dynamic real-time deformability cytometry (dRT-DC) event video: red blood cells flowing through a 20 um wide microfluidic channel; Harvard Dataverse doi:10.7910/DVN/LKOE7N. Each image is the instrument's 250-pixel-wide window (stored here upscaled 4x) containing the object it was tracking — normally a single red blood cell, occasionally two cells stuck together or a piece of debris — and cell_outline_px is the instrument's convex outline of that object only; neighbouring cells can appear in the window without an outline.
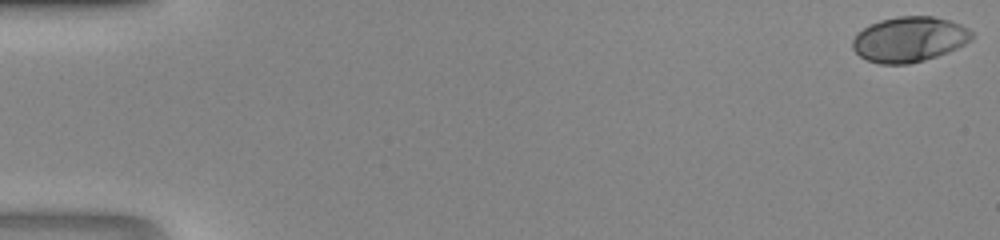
{"species": "human", "species_latin": "Homo sapiens", "temperature_condition": "room temperature", "stored_images_in_passage": 47, "camera_frame_rate_fps": 3000, "um_per_image_px": 0.085, "donor": {"sex": "male"}, "frame": {"image": 1, "passage_image": 1, "time_ms": 0.0, "image_size_px": [1000, 240], "cell_outline_px": [[972, 40], [948, 52], [924, 60], [908, 64], [880, 64], [868, 60], [860, 56], [852, 48], [852, 40], [856, 32], [880, 20], [896, 16], [932, 16], [948, 20], [960, 24], [968, 28], [972, 32]], "centroid_in_image_um": [77.27, 3.34], "position_along_channel_um": 7.7, "area_um2": 31.39}}
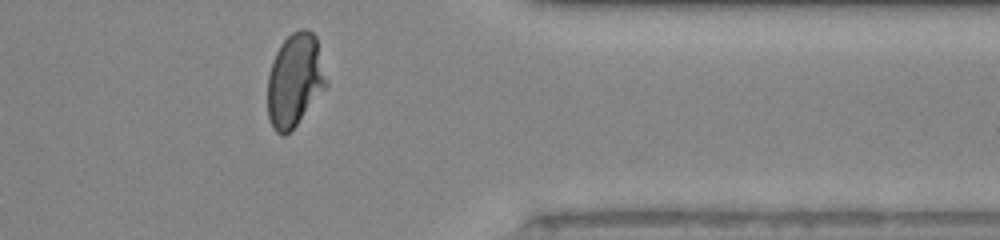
{"frame": {"image": 2, "passage_image": 39, "time_ms": 12.667, "image_size_px": [1000, 240], "cell_outline_px": [[328, 84], [296, 124], [284, 136], [280, 136], [272, 128], [268, 116], [268, 76], [272, 60], [280, 44], [292, 32], [300, 28], [308, 28], [316, 36], [328, 80]], "centroid_in_image_um": [25.06, 6.78], "position_along_channel_um": 386.3, "area_um2": 31.91}}
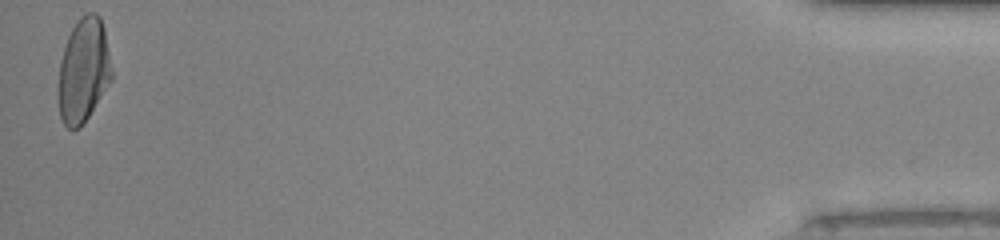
{"frame": {"image": 3, "passage_image": 47, "time_ms": 15.333, "image_size_px": [1000, 240], "cell_outline_px": [[112, 80], [80, 128], [68, 128], [64, 124], [60, 116], [56, 92], [60, 60], [68, 36], [76, 20], [80, 16], [88, 12], [96, 12], [100, 16], [104, 28], [112, 72]], "centroid_in_image_um": [7.07, 5.98], "position_along_channel_um": 428.1, "area_um2": 32.71}}